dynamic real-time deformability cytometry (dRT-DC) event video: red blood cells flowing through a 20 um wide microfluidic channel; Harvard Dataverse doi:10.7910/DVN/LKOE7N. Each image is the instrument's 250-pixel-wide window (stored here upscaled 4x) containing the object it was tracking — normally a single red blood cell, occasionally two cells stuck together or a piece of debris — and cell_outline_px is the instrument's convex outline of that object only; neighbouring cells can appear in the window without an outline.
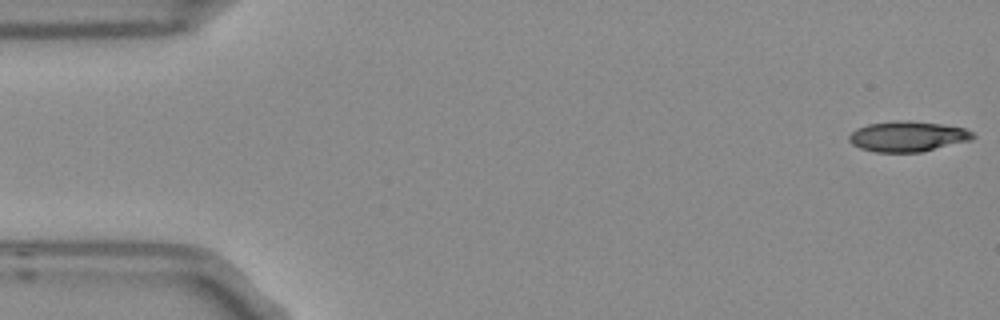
{"species": "Egyptian fruit bat (a non-hibernating species)", "species_latin": "Rousettus aegyptiacus", "temperature_condition": "room temperature", "stored_images_in_passage": 6, "camera_frame_rate_fps": 3000, "um_per_image_px": 0.085, "frame": {"image": 1, "passage_image": 1, "time_ms": 0.0, "image_size_px": [1000, 320], "cell_outline_px": [[976, 136], [972, 140], [920, 152], [876, 152], [860, 148], [852, 144], [848, 140], [848, 136], [856, 128], [868, 124], [896, 120], [900, 120], [940, 124], [964, 128], [972, 132]], "centroid_in_image_um": [77.13, 11.6], "position_along_channel_um": 7.9, "area_um2": 21.85}}